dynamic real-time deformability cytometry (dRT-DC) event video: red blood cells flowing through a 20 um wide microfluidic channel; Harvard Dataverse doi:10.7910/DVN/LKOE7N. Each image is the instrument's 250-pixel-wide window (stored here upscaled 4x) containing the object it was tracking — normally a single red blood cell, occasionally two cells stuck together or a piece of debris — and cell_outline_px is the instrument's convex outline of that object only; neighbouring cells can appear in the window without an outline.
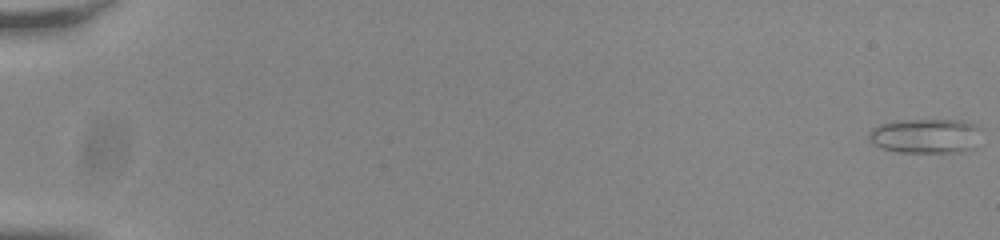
{"species": "common noctule bat (a hibernating species)", "species_latin": "Nyctalus noctula", "temperature_condition": "room temperature", "stored_images_in_passage": 56, "camera_frame_rate_fps": 3000, "um_per_image_px": 0.085, "animal": {"sex": "male", "body_mass_g": 20.0, "forearm_length_mm": 53.3}, "frame": {"image": 1, "passage_image": 1, "time_ms": 0.0, "image_size_px": [1000, 240], "cell_outline_px": [[980, 128], [972, 148], [960, 152], [896, 152], [880, 148], [872, 144], [868, 140], [868, 132], [872, 128], [880, 124], [896, 120], [960, 120], [976, 124]], "centroid_in_image_um": [78.59, 11.55], "position_along_channel_um": 6.4, "area_um2": 22.77}}
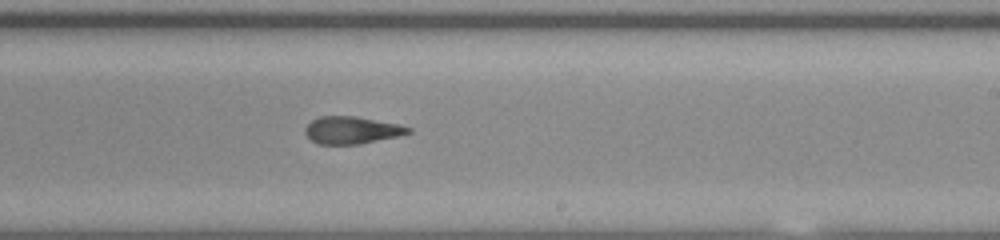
{"frame": {"image": 2, "passage_image": 36, "time_ms": 11.667, "image_size_px": [1000, 240], "cell_outline_px": [[412, 132], [400, 136], [360, 144], [320, 144], [312, 140], [304, 132], [304, 128], [312, 120], [320, 116], [356, 116], [396, 124], [412, 128]], "centroid_in_image_um": [29.91, 11.06], "position_along_channel_um": 259.1, "area_um2": 16.36}}
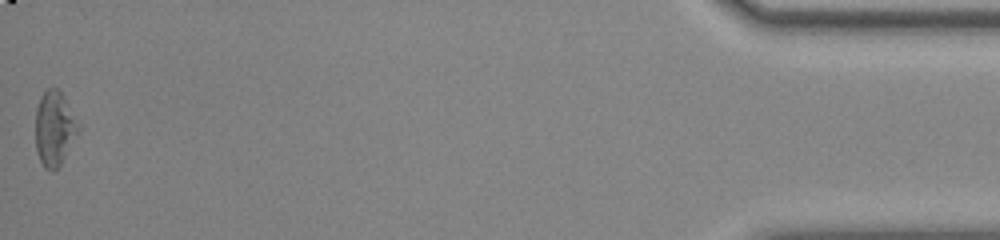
{"frame": {"image": 3, "passage_image": 56, "time_ms": 18.333, "image_size_px": [1000, 240], "cell_outline_px": [[80, 128], [60, 164], [52, 172], [44, 168], [36, 152], [36, 108], [40, 96], [48, 88], [56, 88], [60, 92]], "centroid_in_image_um": [4.58, 10.94], "position_along_channel_um": 430.6, "area_um2": 18.03}, "authors_computed_cell_mechanics": {"area_um2": 17.5423, "velocity_mm_per_s": 3.8169, "shape_relaxation_time_tau1_ms": null, "shape_relaxation_time_tau2_ms": 2.1715, "deformation_change_tau1": null, "deformation_change_tau2": 0.1064}}